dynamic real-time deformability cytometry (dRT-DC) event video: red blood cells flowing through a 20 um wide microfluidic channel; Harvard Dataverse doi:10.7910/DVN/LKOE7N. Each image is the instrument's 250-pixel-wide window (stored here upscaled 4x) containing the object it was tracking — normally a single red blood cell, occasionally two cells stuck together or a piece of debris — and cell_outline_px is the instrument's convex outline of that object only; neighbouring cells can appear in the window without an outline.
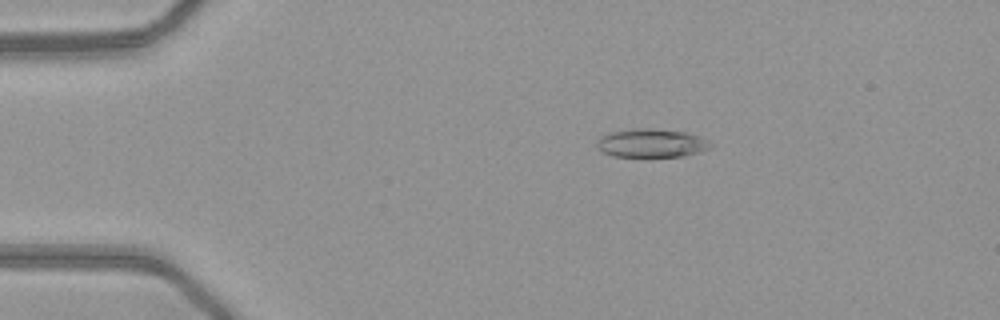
{"species": "common noctule bat (a hibernating species)", "species_latin": "Nyctalus noctula", "temperature_condition": "warm", "stored_images_in_passage": 51, "camera_frame_rate_fps": 3000, "um_per_image_px": 0.085, "animal": {"sex": "female", "body_mass_g": 21.9}, "frame": {"image": 1, "passage_image": 10, "time_ms": 3.0, "image_size_px": [1000, 320], "cell_outline_px": [[712, 144], [708, 148], [700, 152], [684, 156], [652, 160], [644, 160], [612, 156], [604, 152], [596, 144], [596, 140], [600, 136], [608, 132], [636, 128], [652, 128], [688, 132], [700, 136], [708, 140]], "centroid_in_image_um": [55.36, 12.22], "position_along_channel_um": 29.6, "area_um2": 20.11}}
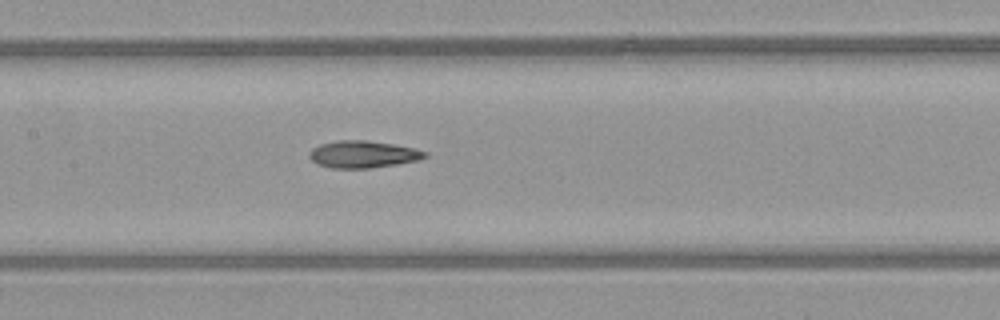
{"frame": {"image": 2, "passage_image": 25, "time_ms": 8.0, "image_size_px": [1000, 320], "cell_outline_px": [[428, 156], [420, 160], [372, 168], [332, 168], [316, 164], [308, 156], [308, 152], [312, 148], [320, 144], [336, 140], [368, 140], [416, 148], [428, 152]], "centroid_in_image_um": [30.86, 13.11], "position_along_channel_um": 176.5, "area_um2": 18.5}}
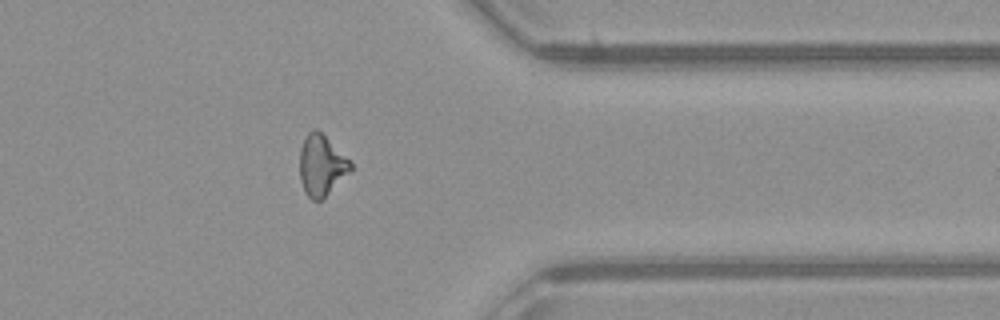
{"frame": {"image": 3, "passage_image": 41, "time_ms": 13.333, "image_size_px": [1000, 320], "cell_outline_px": [[352, 168], [320, 200], [312, 200], [304, 192], [300, 180], [300, 148], [304, 136], [308, 132], [316, 128], [352, 164]], "centroid_in_image_um": [27.25, 14.04], "position_along_channel_um": 384.1, "area_um2": 17.34}, "authors_computed_cell_mechanics": {"area_um2": 18.3804, "velocity_mm_per_s": 4.1104, "shape_relaxation_time_tau1_ms": 9.3831, "shape_relaxation_time_tau2_ms": 3.1699, "deformation_change_tau1": 0.2381, "deformation_change_tau2": 0.1254}}